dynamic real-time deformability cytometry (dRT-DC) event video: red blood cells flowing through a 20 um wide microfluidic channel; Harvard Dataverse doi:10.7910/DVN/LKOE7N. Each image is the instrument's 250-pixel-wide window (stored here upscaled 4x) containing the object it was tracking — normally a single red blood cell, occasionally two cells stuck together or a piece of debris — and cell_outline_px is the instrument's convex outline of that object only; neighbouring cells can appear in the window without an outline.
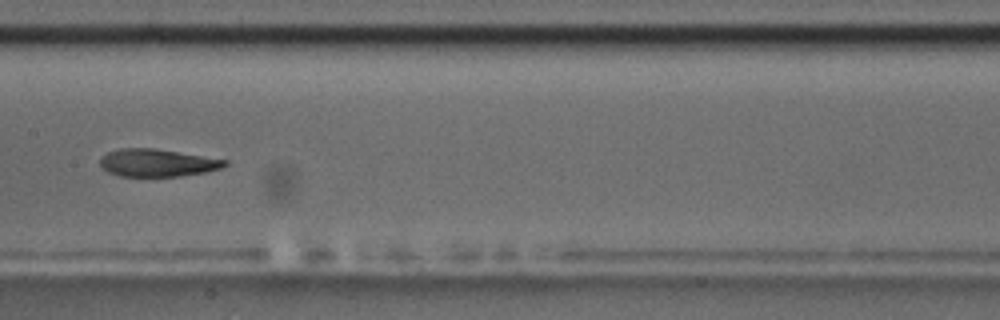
{"species": "common noctule bat (a hibernating species)", "species_latin": "Nyctalus noctula", "temperature_condition": "room temperature", "stored_images_in_passage": 8, "camera_frame_rate_fps": 3000, "um_per_image_px": 0.085, "animal": {"sex": "male", "body_mass_g": 17.5, "forearm_length_mm": 52.3}, "frame": {"image": 1, "passage_image": 4, "time_ms": 3.667, "image_size_px": [1000, 320], "cell_outline_px": [[228, 164], [220, 168], [204, 172], [180, 176], [120, 176], [108, 172], [100, 164], [100, 160], [108, 152], [120, 148], [152, 148], [228, 160]], "centroid_in_image_um": [13.37, 13.84], "position_along_channel_um": 194.0, "area_um2": 19.71}}
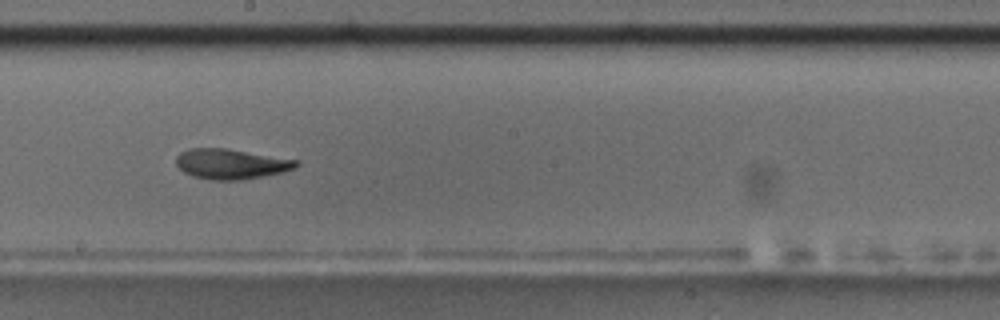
{"frame": {"image": 2, "passage_image": 5, "time_ms": 4.667, "image_size_px": [1000, 320], "cell_outline_px": [[300, 164], [296, 168], [280, 172], [240, 180], [212, 180], [192, 176], [184, 172], [176, 164], [176, 156], [180, 152], [188, 148], [224, 148], [300, 160]], "centroid_in_image_um": [19.62, 13.93], "position_along_channel_um": 228.6, "area_um2": 21.04}}